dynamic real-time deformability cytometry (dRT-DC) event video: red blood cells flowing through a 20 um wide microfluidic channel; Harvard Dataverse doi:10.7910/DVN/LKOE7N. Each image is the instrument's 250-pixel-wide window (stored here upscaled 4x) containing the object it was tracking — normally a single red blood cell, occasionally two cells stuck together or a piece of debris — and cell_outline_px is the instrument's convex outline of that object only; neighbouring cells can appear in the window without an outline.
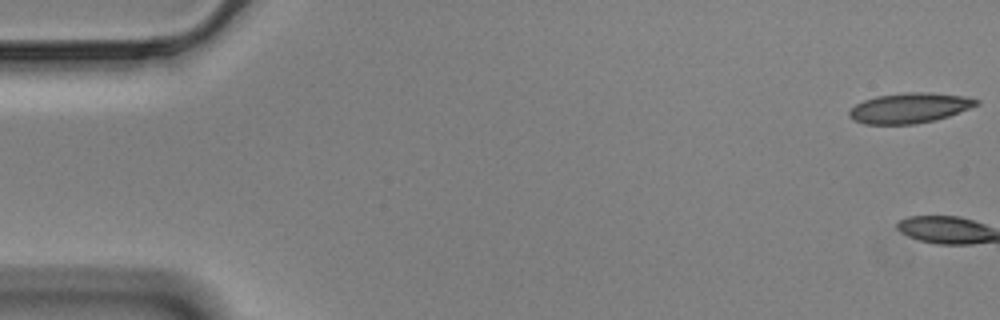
{"species": "Egyptian fruit bat (a non-hibernating species)", "species_latin": "Rousettus aegyptiacus", "temperature_condition": "cold", "stored_images_in_passage": 3, "camera_frame_rate_fps": 3000, "um_per_image_px": 0.085, "animal": {"sex": "male"}, "frame": {"image": 1, "passage_image": 1, "time_ms": 0.0, "image_size_px": [1000, 320], "cell_outline_px": [[980, 104], [948, 116], [936, 120], [916, 124], [864, 124], [852, 120], [848, 116], [848, 112], [856, 104], [864, 100], [876, 96], [904, 92], [928, 92], [964, 96], [980, 100]], "centroid_in_image_um": [77.3, 9.18], "position_along_channel_um": 7.7, "area_um2": 22.48}}